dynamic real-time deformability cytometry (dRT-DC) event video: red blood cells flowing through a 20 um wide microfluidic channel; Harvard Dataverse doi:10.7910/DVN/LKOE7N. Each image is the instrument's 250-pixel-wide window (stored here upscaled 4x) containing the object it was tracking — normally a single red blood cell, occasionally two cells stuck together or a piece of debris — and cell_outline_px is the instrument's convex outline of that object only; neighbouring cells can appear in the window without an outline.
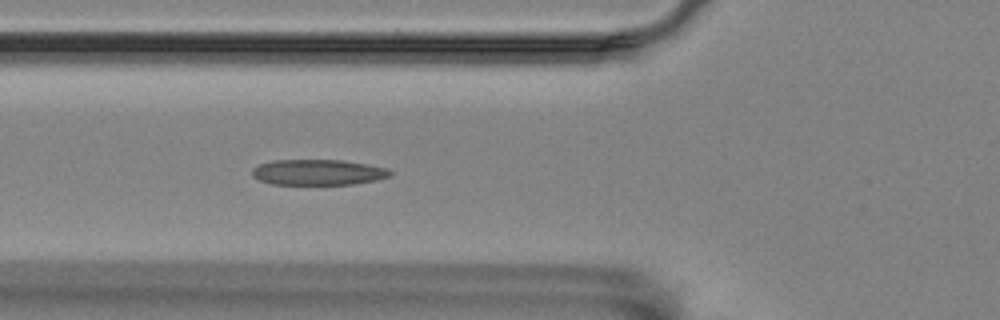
{"species": "Egyptian fruit bat (a non-hibernating species)", "species_latin": "Rousettus aegyptiacus", "temperature_condition": "room temperature", "stored_images_in_passage": 49, "segment_of_instrument_passage": [1, 2], "camera_frame_rate_fps": 3000, "um_per_image_px": 0.085, "animal": {"sex": "female"}, "frame": {"image": 1, "passage_image": 12, "time_ms": 3.667, "image_size_px": [1000, 320], "cell_outline_px": [[392, 176], [376, 180], [352, 184], [272, 184], [260, 180], [252, 176], [252, 168], [260, 164], [272, 160], [340, 160], [364, 164], [384, 168], [392, 172]], "centroid_in_image_um": [27.0, 14.64], "position_along_channel_um": 98.8, "area_um2": 20.4}}
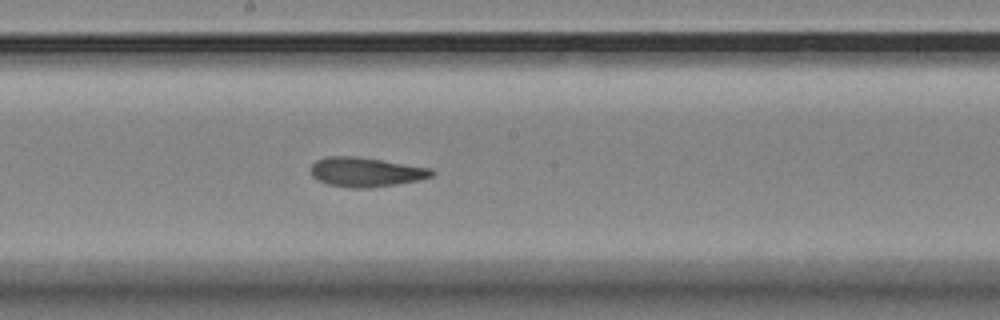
{"frame": {"image": 2, "passage_image": 22, "time_ms": 7.0, "image_size_px": [1000, 320], "cell_outline_px": [[436, 172], [432, 176], [420, 180], [372, 188], [348, 188], [328, 184], [316, 180], [312, 176], [312, 164], [316, 160], [328, 156], [356, 156], [432, 168]], "centroid_in_image_um": [31.11, 14.63], "position_along_channel_um": 217.1, "area_um2": 20.87}}
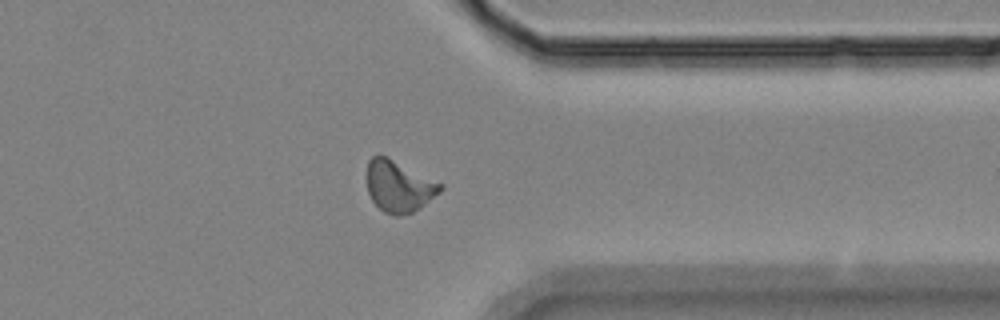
{"frame": {"image": 3, "passage_image": 36, "time_ms": 11.667, "image_size_px": [1000, 320], "cell_outline_px": [[444, 188], [440, 192], [420, 208], [412, 212], [400, 216], [396, 216], [384, 212], [372, 200], [368, 192], [368, 160], [372, 156], [384, 156], [444, 184]], "centroid_in_image_um": [33.93, 15.86], "position_along_channel_um": 377.5, "area_um2": 21.62}}